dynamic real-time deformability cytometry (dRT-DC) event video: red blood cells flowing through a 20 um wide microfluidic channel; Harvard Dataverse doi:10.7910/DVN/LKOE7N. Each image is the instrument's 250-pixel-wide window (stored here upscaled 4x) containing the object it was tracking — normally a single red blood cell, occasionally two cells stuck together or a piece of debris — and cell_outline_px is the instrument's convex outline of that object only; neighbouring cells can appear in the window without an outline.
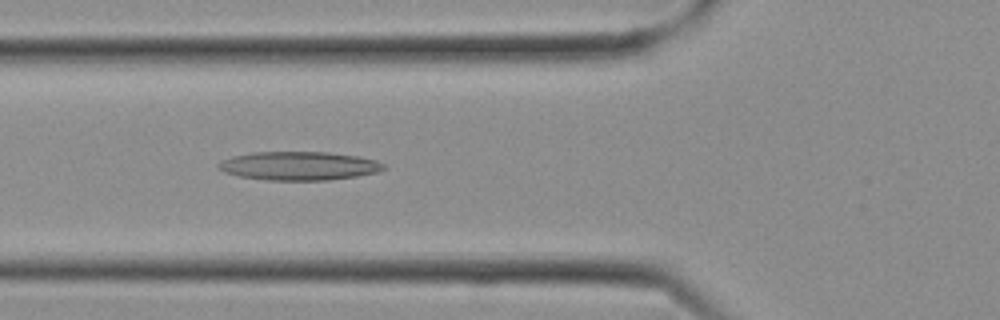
{"species": "Egyptian fruit bat (a non-hibernating species)", "species_latin": "Rousettus aegyptiacus", "temperature_condition": "cold", "stored_images_in_passage": 5, "camera_frame_rate_fps": 3000, "um_per_image_px": 0.085, "frame": {"image": 1, "passage_image": 5, "time_ms": 1.333, "image_size_px": [1000, 320], "cell_outline_px": [[364, 172], [348, 176], [252, 176], [252, 156], [280, 152], [300, 152], [344, 156], [364, 160]], "centroid_in_image_um": [25.95, 14.02], "position_along_channel_um": 99.9, "area_um2": 17.28}}